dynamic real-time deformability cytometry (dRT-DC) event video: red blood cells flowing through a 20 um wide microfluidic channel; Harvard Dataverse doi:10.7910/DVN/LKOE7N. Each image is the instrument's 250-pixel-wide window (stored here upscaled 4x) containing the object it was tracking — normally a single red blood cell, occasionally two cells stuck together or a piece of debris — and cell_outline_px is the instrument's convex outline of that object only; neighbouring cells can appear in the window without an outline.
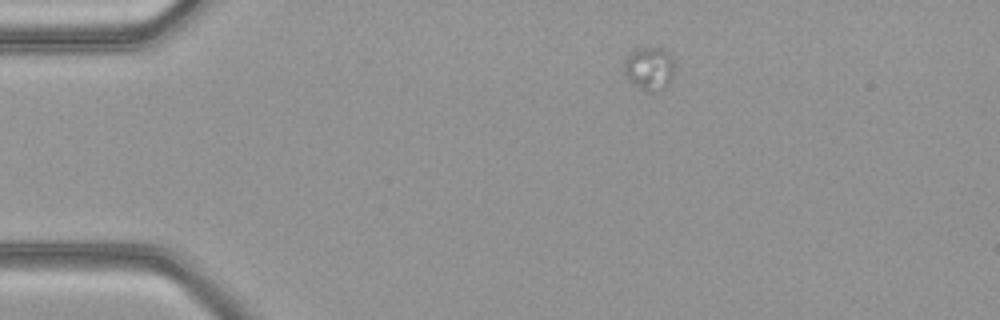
{"species": "common noctule bat (a hibernating species)", "species_latin": "Nyctalus noctula", "temperature_condition": "warm", "stored_images_in_passage": 42, "camera_frame_rate_fps": 3000, "um_per_image_px": 0.085, "animal": {"sex": "female", "body_mass_g": 21.9}, "frame": {"image": 1, "passage_image": 1, "time_ms": 0.0, "image_size_px": [1000, 320], "cell_outline_px": [[676, 64], [672, 76], [664, 92], [648, 92], [628, 80], [624, 72], [624, 60], [636, 48], [664, 48], [668, 52]], "centroid_in_image_um": [55.23, 5.84], "position_along_channel_um": 29.8, "area_um2": 12.95}}
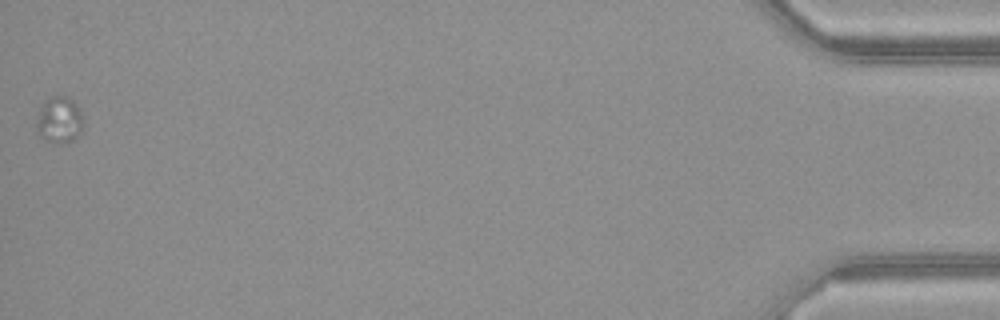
{"frame": {"image": 2, "passage_image": 42, "time_ms": 13.667, "image_size_px": [1000, 320], "cell_outline_px": [[84, 124], [80, 132], [72, 140], [60, 144], [44, 140], [40, 136], [36, 128], [36, 124], [40, 108], [52, 96], [68, 96], [80, 108], [84, 120]], "centroid_in_image_um": [5.07, 10.21], "position_along_channel_um": 430.1, "area_um2": 12.66}}